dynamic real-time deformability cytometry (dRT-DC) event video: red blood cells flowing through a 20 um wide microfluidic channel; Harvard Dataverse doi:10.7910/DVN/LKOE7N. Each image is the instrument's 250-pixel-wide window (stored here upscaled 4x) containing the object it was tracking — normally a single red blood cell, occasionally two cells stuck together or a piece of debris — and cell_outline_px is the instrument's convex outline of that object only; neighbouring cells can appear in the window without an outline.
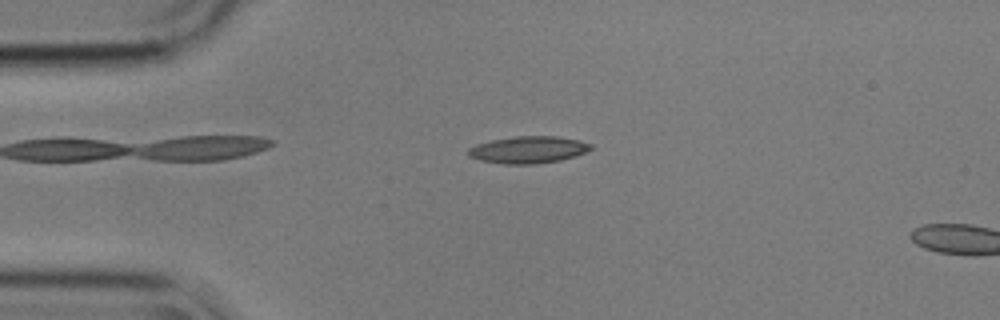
{"species": "common noctule bat (a hibernating species)", "species_latin": "Nyctalus noctula", "temperature_condition": "cold", "stored_images_in_passage": 5, "camera_frame_rate_fps": 3000, "um_per_image_px": 0.085, "animal": {"sex": "male", "body_mass_g": 17.9}, "frame": {"image": 1, "passage_image": 3, "time_ms": 0.667, "image_size_px": [1000, 320], "cell_outline_px": [[592, 148], [576, 156], [560, 160], [536, 164], [504, 164], [480, 160], [468, 156], [468, 148], [476, 144], [492, 140], [516, 136], [556, 136], [580, 140], [592, 144]], "centroid_in_image_um": [44.9, 12.73], "position_along_channel_um": 40.1, "area_um2": 19.31}}